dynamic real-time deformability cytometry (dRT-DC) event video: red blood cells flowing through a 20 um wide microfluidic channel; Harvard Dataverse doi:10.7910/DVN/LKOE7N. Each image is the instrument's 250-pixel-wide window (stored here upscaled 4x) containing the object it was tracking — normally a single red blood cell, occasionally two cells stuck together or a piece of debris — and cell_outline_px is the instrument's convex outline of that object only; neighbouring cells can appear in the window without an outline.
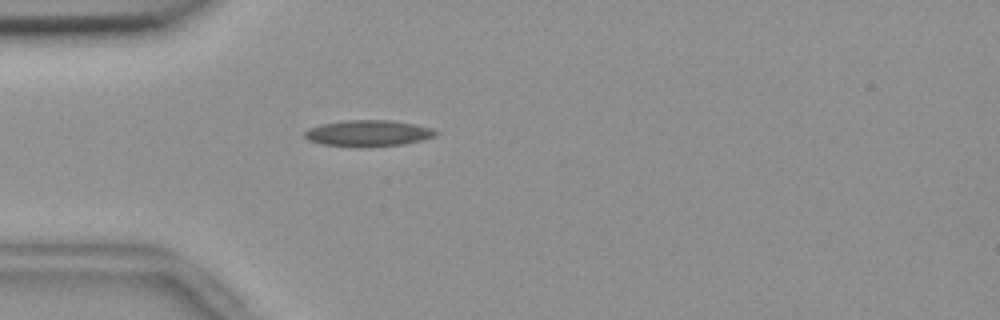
{"species": "common noctule bat (a hibernating species)", "species_latin": "Nyctalus noctula", "temperature_condition": "room temperature", "stored_images_in_passage": 55, "camera_frame_rate_fps": 3000, "um_per_image_px": 0.085, "animal": {"sex": "female", "body_mass_g": 18.4}, "frame": {"image": 1, "passage_image": 16, "time_ms": 5.0, "image_size_px": [1000, 320], "cell_outline_px": [[440, 132], [436, 136], [424, 140], [400, 144], [372, 148], [360, 148], [324, 144], [308, 140], [304, 136], [304, 132], [308, 128], [320, 124], [348, 120], [388, 120], [412, 124], [432, 128]], "centroid_in_image_um": [31.3, 11.34], "position_along_channel_um": 53.7, "area_um2": 20.29}}
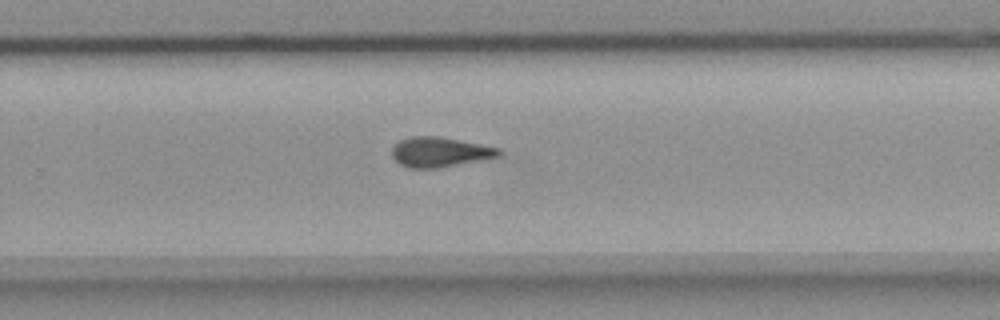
{"frame": {"image": 2, "passage_image": 36, "time_ms": 11.667, "image_size_px": [1000, 320], "cell_outline_px": [[504, 152], [500, 156], [480, 160], [436, 168], [408, 168], [400, 164], [392, 156], [392, 144], [400, 140], [412, 136], [440, 136], [500, 148]], "centroid_in_image_um": [37.37, 12.91], "position_along_channel_um": 292.4, "area_um2": 18.67}}
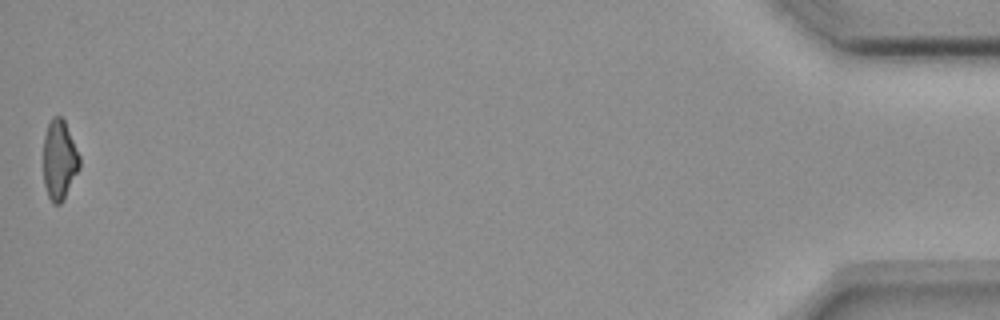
{"frame": {"image": 3, "passage_image": 55, "time_ms": 18.0, "image_size_px": [1000, 320], "cell_outline_px": [[80, 168], [64, 200], [60, 204], [52, 204], [48, 196], [44, 184], [44, 136], [48, 124], [52, 116], [60, 116], [64, 120], [80, 156]], "centroid_in_image_um": [5.05, 13.62], "position_along_channel_um": 430.1, "area_um2": 16.88}, "authors_computed_cell_mechanics": {"area_um2": 18.5538, "velocity_mm_per_s": 3.6938, "shape_relaxation_time_tau1_ms": null, "shape_relaxation_time_tau2_ms": 3.8652, "deformation_change_tau1": null, "deformation_change_tau2": 0.1358}}